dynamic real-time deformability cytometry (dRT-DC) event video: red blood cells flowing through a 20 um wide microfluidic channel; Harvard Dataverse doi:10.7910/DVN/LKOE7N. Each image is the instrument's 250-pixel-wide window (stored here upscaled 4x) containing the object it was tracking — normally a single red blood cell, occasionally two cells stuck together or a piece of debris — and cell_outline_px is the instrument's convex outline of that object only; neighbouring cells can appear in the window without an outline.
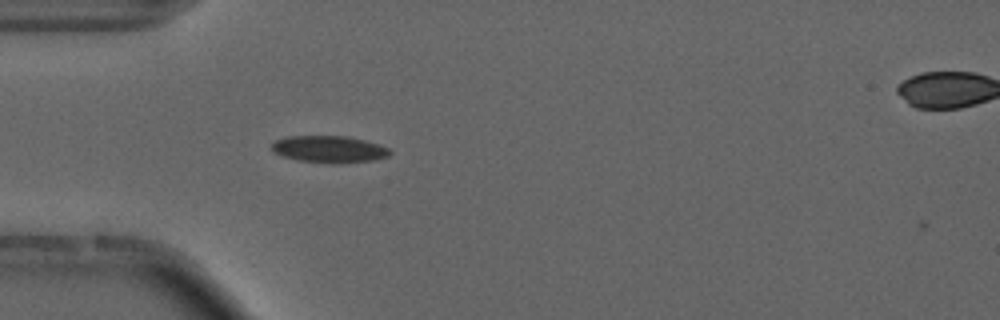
{"species": "common noctule bat (a hibernating species)", "species_latin": "Nyctalus noctula", "temperature_condition": "cold", "stored_images_in_passage": 3, "camera_frame_rate_fps": 3000, "um_per_image_px": 0.085, "animal": {"sex": "male", "forearm_length_mm": 52.5}, "frame": {"image": 1, "passage_image": 2, "time_ms": 0.333, "image_size_px": [1000, 320], "cell_outline_px": [[392, 152], [388, 156], [372, 160], [332, 164], [296, 160], [280, 156], [272, 152], [272, 144], [276, 140], [288, 136], [344, 136], [364, 140], [380, 144], [388, 148]], "centroid_in_image_um": [27.94, 12.69], "position_along_channel_um": 57.1, "area_um2": 18.61}}